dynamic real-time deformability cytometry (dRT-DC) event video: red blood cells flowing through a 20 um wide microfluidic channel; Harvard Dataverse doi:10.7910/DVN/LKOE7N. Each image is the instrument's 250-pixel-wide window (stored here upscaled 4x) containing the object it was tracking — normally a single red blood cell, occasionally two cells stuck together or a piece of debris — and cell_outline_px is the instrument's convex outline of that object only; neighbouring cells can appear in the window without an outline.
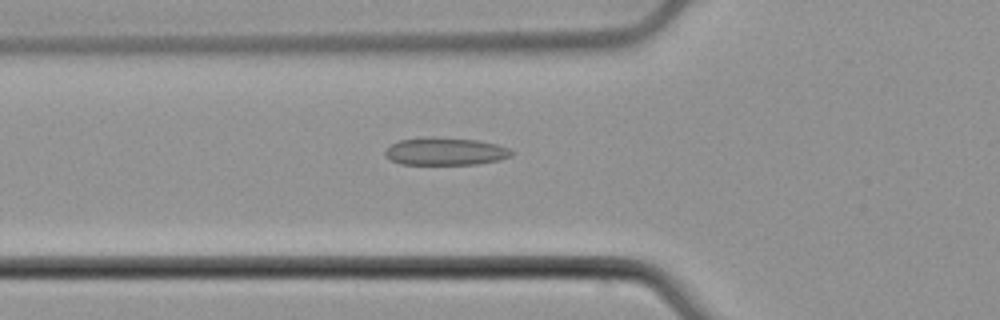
{"species": "common noctule bat (a hibernating species)", "species_latin": "Nyctalus noctula", "temperature_condition": "cold", "stored_images_in_passage": 54, "camera_frame_rate_fps": 3000, "um_per_image_px": 0.085, "animal": {"sex": "male", "body_mass_g": 21.5, "forearm_length_mm": 52.0}, "frame": {"image": 1, "passage_image": 19, "time_ms": 6.0, "image_size_px": [1000, 320], "cell_outline_px": [[512, 156], [500, 160], [476, 164], [400, 164], [392, 160], [384, 152], [392, 144], [400, 140], [432, 136], [476, 140], [496, 144], [508, 148], [512, 152]], "centroid_in_image_um": [37.87, 12.86], "position_along_channel_um": 87.9, "area_um2": 20.17}}
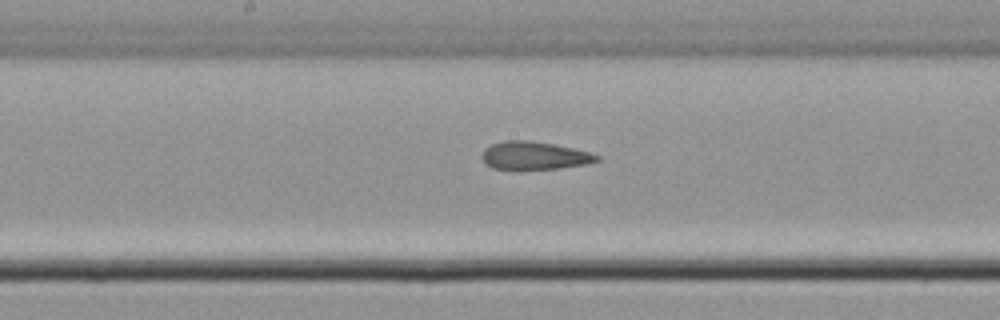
{"frame": {"image": 2, "passage_image": 28, "time_ms": 9.0, "image_size_px": [1000, 320], "cell_outline_px": [[600, 160], [588, 164], [560, 168], [492, 168], [484, 164], [480, 156], [492, 144], [504, 140], [532, 140], [572, 148], [588, 152], [600, 156]], "centroid_in_image_um": [45.42, 13.21], "position_along_channel_um": 202.8, "area_um2": 18.44}}
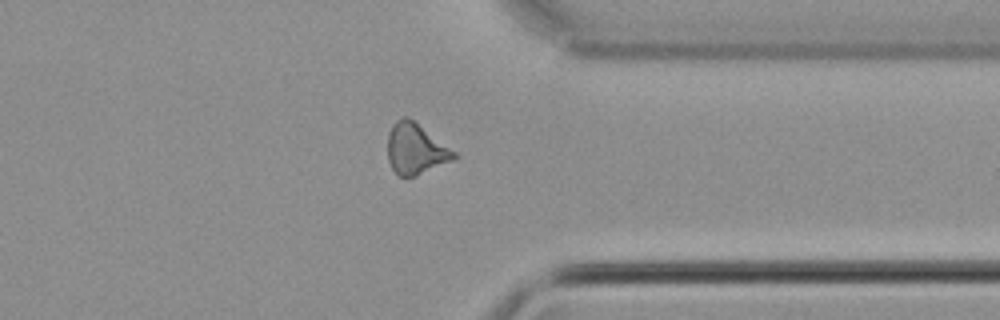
{"frame": {"image": 3, "passage_image": 42, "time_ms": 13.667, "image_size_px": [1000, 320], "cell_outline_px": [[456, 156], [452, 160], [416, 176], [396, 176], [388, 160], [388, 132], [392, 124], [396, 120], [404, 116], [408, 116], [456, 152]], "centroid_in_image_um": [35.29, 12.65], "position_along_channel_um": 376.1, "area_um2": 19.54}, "authors_computed_cell_mechanics": {"area_um2": 19.652, "velocity_mm_per_s": 3.8063, "shape_relaxation_time_tau1_ms": null, "shape_relaxation_time_tau2_ms": 4.4793, "deformation_change_tau1": null, "deformation_change_tau2": 0.1433}}